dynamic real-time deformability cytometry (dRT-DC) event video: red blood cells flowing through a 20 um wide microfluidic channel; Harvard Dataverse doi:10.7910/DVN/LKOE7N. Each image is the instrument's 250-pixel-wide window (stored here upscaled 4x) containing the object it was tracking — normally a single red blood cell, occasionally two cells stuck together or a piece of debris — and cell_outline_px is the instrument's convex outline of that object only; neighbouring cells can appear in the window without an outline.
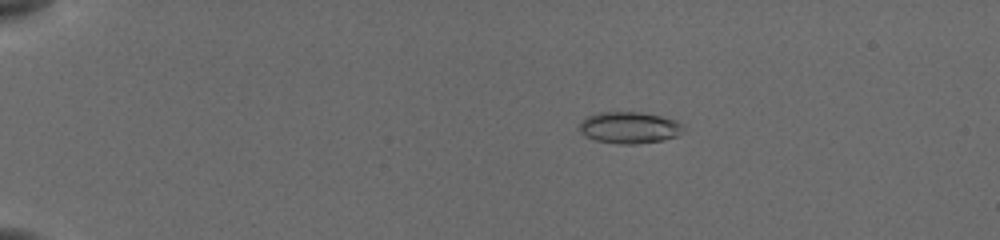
{"species": "common noctule bat (a hibernating species)", "species_latin": "Nyctalus noctula", "temperature_condition": "cold", "stored_images_in_passage": 45, "camera_frame_rate_fps": 3000, "um_per_image_px": 0.085, "animal": {"sex": "female", "body_mass_g": 19.5, "forearm_length_mm": 54.1}, "frame": {"image": 1, "passage_image": 2, "time_ms": 0.333, "image_size_px": [1000, 240], "cell_outline_px": [[684, 128], [676, 136], [664, 140], [636, 144], [620, 144], [596, 140], [580, 132], [580, 124], [588, 116], [600, 112], [640, 112], [660, 116], [676, 120]], "centroid_in_image_um": [53.51, 10.85], "position_along_channel_um": 31.5, "area_um2": 18.84}}
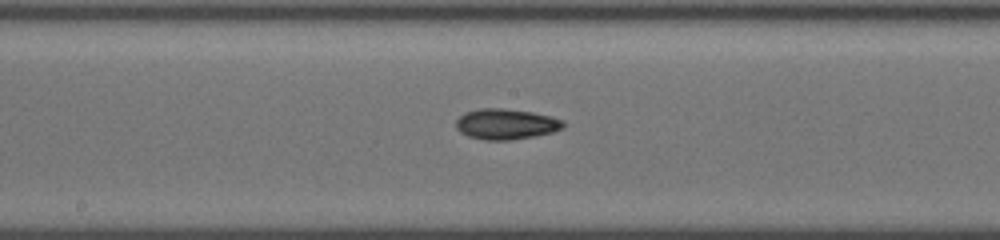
{"frame": {"image": 2, "passage_image": 22, "time_ms": 7.0, "image_size_px": [1000, 240], "cell_outline_px": [[564, 128], [552, 132], [536, 136], [512, 140], [484, 140], [468, 136], [460, 132], [456, 128], [456, 120], [464, 112], [480, 108], [504, 108], [532, 112], [564, 120]], "centroid_in_image_um": [43.0, 10.55], "position_along_channel_um": 205.2, "area_um2": 19.25}}
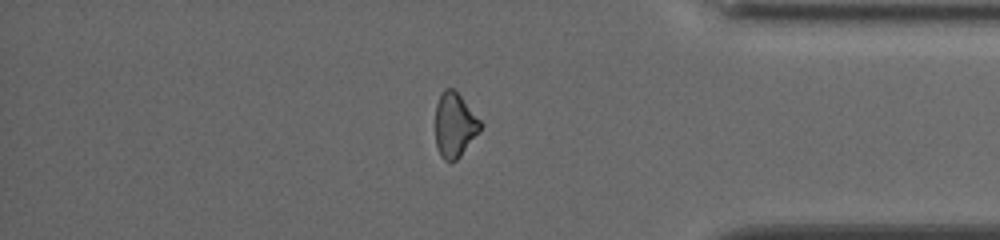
{"frame": {"image": 3, "passage_image": 38, "time_ms": 12.333, "image_size_px": [1000, 240], "cell_outline_px": [[484, 124], [480, 132], [460, 156], [452, 164], [448, 164], [440, 156], [436, 144], [436, 104], [444, 88], [452, 88], [460, 96]], "centroid_in_image_um": [38.66, 10.68], "position_along_channel_um": 396.5, "area_um2": 17.05}, "authors_computed_cell_mechanics": {"area_um2": 18.3226, "velocity_mm_per_s": 3.8956, "shape_relaxation_time_tau1_ms": 7.423, "shape_relaxation_time_tau2_ms": null, "deformation_change_tau1": 0.1594, "deformation_change_tau2": null}}